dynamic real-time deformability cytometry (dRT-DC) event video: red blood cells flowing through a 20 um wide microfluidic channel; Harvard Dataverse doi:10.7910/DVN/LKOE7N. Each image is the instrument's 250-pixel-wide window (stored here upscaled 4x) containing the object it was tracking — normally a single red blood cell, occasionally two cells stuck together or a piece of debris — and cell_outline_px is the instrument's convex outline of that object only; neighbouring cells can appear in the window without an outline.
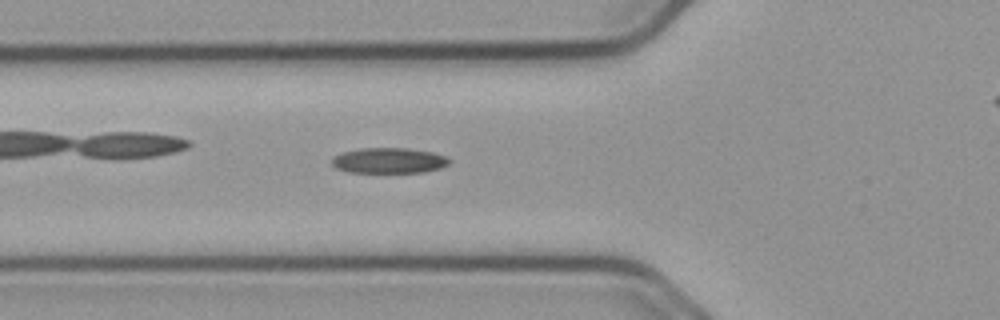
{"species": "common noctule bat (a hibernating species)", "species_latin": "Nyctalus noctula", "temperature_condition": "cold", "stored_images_in_passage": 40, "camera_frame_rate_fps": 3000, "um_per_image_px": 0.085, "animal": {"sex": "male", "body_mass_g": 23.1, "forearm_length_mm": 52.7}, "frame": {"image": 1, "passage_image": 10, "time_ms": 3.0, "image_size_px": [1000, 320], "cell_outline_px": [[452, 160], [448, 164], [440, 168], [424, 172], [348, 172], [336, 168], [332, 164], [332, 156], [344, 152], [360, 148], [404, 148], [432, 152], [448, 156]], "centroid_in_image_um": [33.07, 13.64], "position_along_channel_um": 92.7, "area_um2": 17.46}}
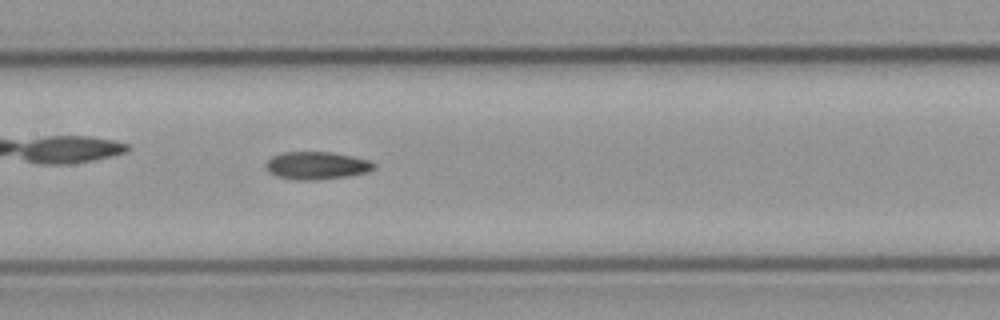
{"frame": {"image": 2, "passage_image": 17, "time_ms": 5.333, "image_size_px": [1000, 320], "cell_outline_px": [[376, 168], [368, 172], [348, 176], [316, 180], [292, 180], [276, 176], [268, 172], [264, 164], [272, 156], [284, 152], [332, 152], [352, 156], [368, 160], [376, 164]], "centroid_in_image_um": [26.9, 14.08], "position_along_channel_um": 180.5, "area_um2": 17.63}}
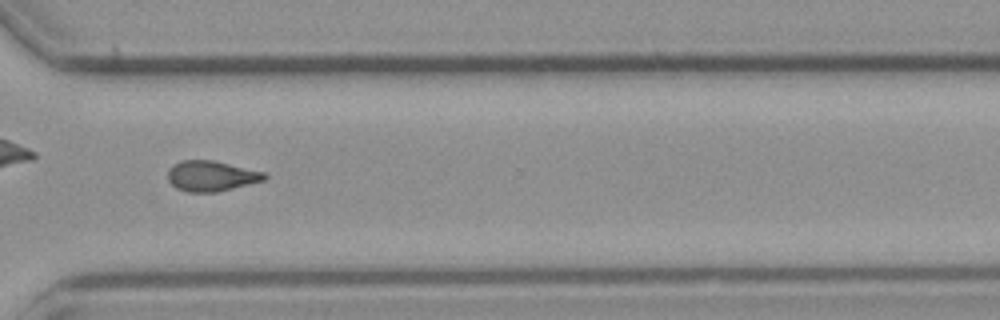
{"frame": {"image": 3, "passage_image": 31, "time_ms": 10.0, "image_size_px": [1000, 320], "cell_outline_px": [[268, 176], [264, 180], [216, 192], [188, 192], [176, 188], [168, 180], [168, 172], [176, 164], [184, 160], [212, 160], [264, 172]], "centroid_in_image_um": [17.96, 14.97], "position_along_channel_um": 352.6, "area_um2": 16.76}, "authors_computed_cell_mechanics": {"area_um2": 17.1666, "velocity_mm_per_s": 3.6951, "shape_relaxation_time_tau1_ms": null, "shape_relaxation_time_tau2_ms": 5.2735, "deformation_change_tau1": null, "deformation_change_tau2": 0.1273}}